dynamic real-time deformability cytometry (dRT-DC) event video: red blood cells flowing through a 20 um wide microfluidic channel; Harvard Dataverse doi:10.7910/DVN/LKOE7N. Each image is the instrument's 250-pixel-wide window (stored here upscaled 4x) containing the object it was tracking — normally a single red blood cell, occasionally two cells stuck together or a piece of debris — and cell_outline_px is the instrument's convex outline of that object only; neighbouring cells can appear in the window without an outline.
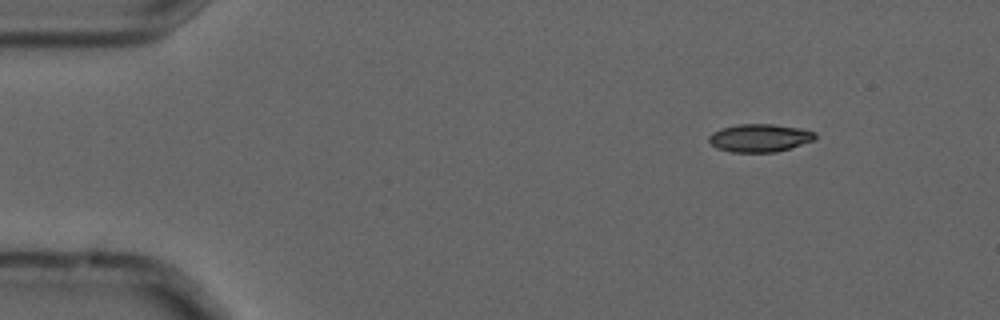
{"species": "common noctule bat (a hibernating species)", "species_latin": "Nyctalus noctula", "temperature_condition": "cold", "stored_images_in_passage": 5, "camera_frame_rate_fps": 3000, "um_per_image_px": 0.085, "animal": {"sex": "male", "forearm_length_mm": 52.5}, "frame": {"image": 1, "passage_image": 1, "time_ms": 0.0, "image_size_px": [1000, 320], "cell_outline_px": [[816, 140], [776, 152], [732, 152], [716, 148], [708, 140], [708, 136], [712, 132], [720, 128], [736, 124], [772, 124], [800, 128], [816, 132]], "centroid_in_image_um": [64.56, 11.72], "position_along_channel_um": 20.4, "area_um2": 17.46}}
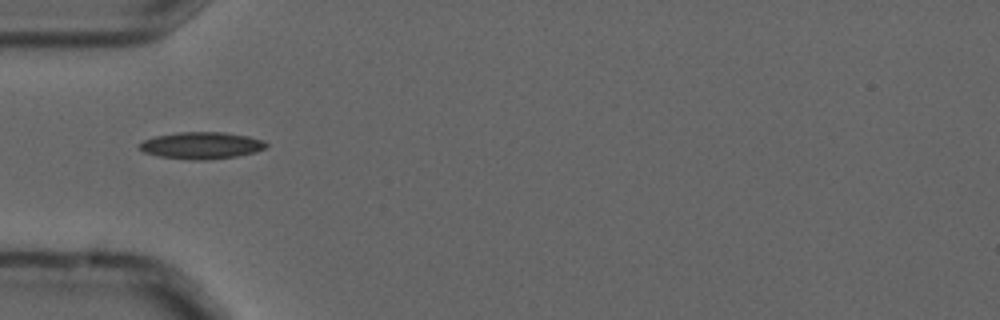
{"frame": {"image": 2, "passage_image": 4, "time_ms": 1.0, "image_size_px": [1000, 320], "cell_outline_px": [[268, 148], [256, 152], [236, 156], [204, 160], [192, 160], [160, 156], [144, 152], [140, 148], [140, 144], [144, 140], [156, 136], [180, 132], [224, 132], [248, 136], [264, 140], [268, 144]], "centroid_in_image_um": [17.19, 12.36], "position_along_channel_um": 67.8, "area_um2": 19.77}}
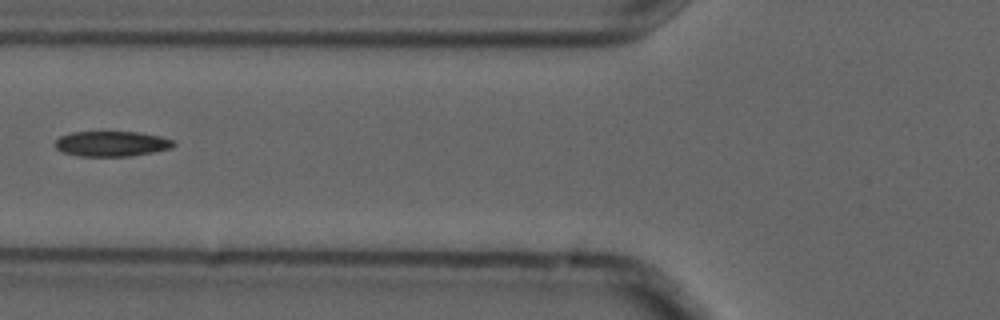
{"frame": {"image": 3, "passage_image": 5, "time_ms": 1.333, "image_size_px": [1000, 320], "cell_outline_px": [[176, 144], [172, 148], [152, 152], [128, 156], [80, 156], [64, 152], [56, 148], [56, 140], [60, 136], [72, 132], [136, 132], [160, 136], [172, 140]], "centroid_in_image_um": [9.5, 12.21], "position_along_channel_um": 116.3, "area_um2": 17.22}}